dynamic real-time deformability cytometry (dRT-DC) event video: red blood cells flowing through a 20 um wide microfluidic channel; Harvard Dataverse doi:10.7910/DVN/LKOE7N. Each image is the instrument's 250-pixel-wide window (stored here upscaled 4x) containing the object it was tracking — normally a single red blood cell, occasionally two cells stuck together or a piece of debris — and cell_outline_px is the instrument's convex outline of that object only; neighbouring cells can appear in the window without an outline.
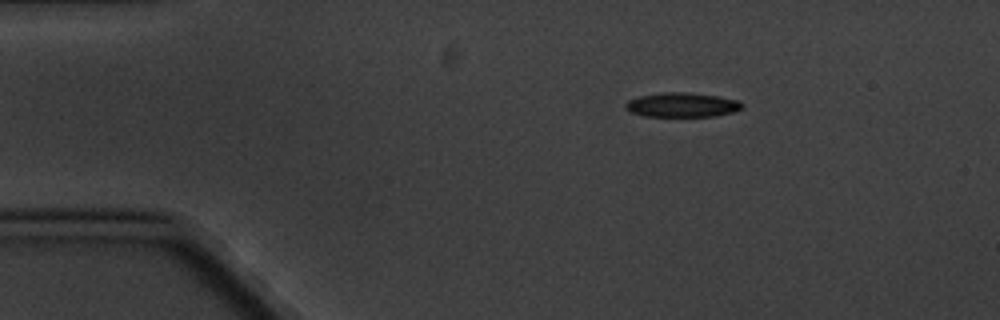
{"species": "common noctule bat (a hibernating species)", "species_latin": "Nyctalus noctula", "temperature_condition": "cold", "stored_images_in_passage": 4, "camera_frame_rate_fps": 3000, "um_per_image_px": 0.085, "animal": {"sex": "male", "body_mass_g": 20.1, "forearm_length_mm": 53.5}, "frame": {"image": 1, "passage_image": 1, "time_ms": 0.0, "image_size_px": [1000, 320], "cell_outline_px": [[744, 104], [740, 108], [732, 112], [716, 116], [644, 116], [632, 112], [624, 108], [624, 104], [628, 100], [640, 96], [660, 92], [688, 92], [720, 96], [736, 100]], "centroid_in_image_um": [57.94, 8.9], "position_along_channel_um": 27.1, "area_um2": 16.59}}
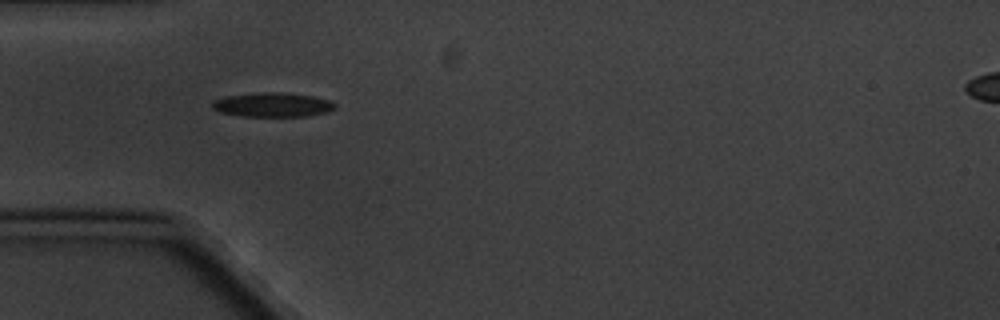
{"frame": {"image": 2, "passage_image": 3, "time_ms": 2.667, "image_size_px": [1000, 320], "cell_outline_px": [[336, 108], [328, 112], [308, 116], [244, 116], [220, 112], [212, 108], [212, 104], [216, 100], [228, 96], [264, 92], [284, 92], [312, 96], [328, 100], [336, 104]], "centroid_in_image_um": [23.23, 8.91], "position_along_channel_um": 61.8, "area_um2": 17.17}}